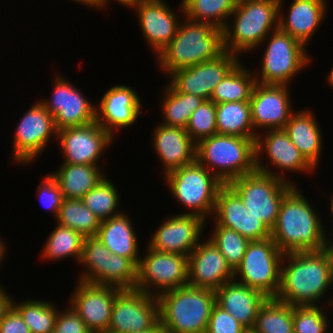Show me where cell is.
I'll use <instances>...</instances> for the list:
<instances>
[{"instance_id":"1","label":"cell","mask_w":333,"mask_h":333,"mask_svg":"<svg viewBox=\"0 0 333 333\" xmlns=\"http://www.w3.org/2000/svg\"><path fill=\"white\" fill-rule=\"evenodd\" d=\"M332 287L333 256L328 251L284 253L275 299L291 306L319 305Z\"/></svg>"},{"instance_id":"2","label":"cell","mask_w":333,"mask_h":333,"mask_svg":"<svg viewBox=\"0 0 333 333\" xmlns=\"http://www.w3.org/2000/svg\"><path fill=\"white\" fill-rule=\"evenodd\" d=\"M299 188L283 198L271 238L283 253L325 250L326 226Z\"/></svg>"},{"instance_id":"3","label":"cell","mask_w":333,"mask_h":333,"mask_svg":"<svg viewBox=\"0 0 333 333\" xmlns=\"http://www.w3.org/2000/svg\"><path fill=\"white\" fill-rule=\"evenodd\" d=\"M179 5L184 18L175 37L156 56L158 67L166 76L175 70L213 60L224 52L223 30L188 19L184 16L182 1Z\"/></svg>"},{"instance_id":"4","label":"cell","mask_w":333,"mask_h":333,"mask_svg":"<svg viewBox=\"0 0 333 333\" xmlns=\"http://www.w3.org/2000/svg\"><path fill=\"white\" fill-rule=\"evenodd\" d=\"M229 21L223 29L224 51L241 57L265 45L264 39L279 28V0H238Z\"/></svg>"},{"instance_id":"5","label":"cell","mask_w":333,"mask_h":333,"mask_svg":"<svg viewBox=\"0 0 333 333\" xmlns=\"http://www.w3.org/2000/svg\"><path fill=\"white\" fill-rule=\"evenodd\" d=\"M159 322L165 333H206L215 291L186 285L157 296Z\"/></svg>"},{"instance_id":"6","label":"cell","mask_w":333,"mask_h":333,"mask_svg":"<svg viewBox=\"0 0 333 333\" xmlns=\"http://www.w3.org/2000/svg\"><path fill=\"white\" fill-rule=\"evenodd\" d=\"M196 159L228 184L256 170L255 140L217 133L196 144Z\"/></svg>"},{"instance_id":"7","label":"cell","mask_w":333,"mask_h":333,"mask_svg":"<svg viewBox=\"0 0 333 333\" xmlns=\"http://www.w3.org/2000/svg\"><path fill=\"white\" fill-rule=\"evenodd\" d=\"M172 196L192 214L207 220L213 217L216 199L224 185L197 159L164 176Z\"/></svg>"},{"instance_id":"8","label":"cell","mask_w":333,"mask_h":333,"mask_svg":"<svg viewBox=\"0 0 333 333\" xmlns=\"http://www.w3.org/2000/svg\"><path fill=\"white\" fill-rule=\"evenodd\" d=\"M268 36L264 39L268 44L260 61L261 71L254 70L256 82L288 85L297 73L308 67L312 58L307 47L280 28Z\"/></svg>"},{"instance_id":"9","label":"cell","mask_w":333,"mask_h":333,"mask_svg":"<svg viewBox=\"0 0 333 333\" xmlns=\"http://www.w3.org/2000/svg\"><path fill=\"white\" fill-rule=\"evenodd\" d=\"M228 185L239 195L247 210L272 230L283 198L297 184L255 170L233 179Z\"/></svg>"},{"instance_id":"10","label":"cell","mask_w":333,"mask_h":333,"mask_svg":"<svg viewBox=\"0 0 333 333\" xmlns=\"http://www.w3.org/2000/svg\"><path fill=\"white\" fill-rule=\"evenodd\" d=\"M283 256L271 237L250 241L233 279L260 290L268 298H275L280 287Z\"/></svg>"},{"instance_id":"11","label":"cell","mask_w":333,"mask_h":333,"mask_svg":"<svg viewBox=\"0 0 333 333\" xmlns=\"http://www.w3.org/2000/svg\"><path fill=\"white\" fill-rule=\"evenodd\" d=\"M146 251L137 266L135 289L158 296L188 285V256L157 251L148 246Z\"/></svg>"},{"instance_id":"12","label":"cell","mask_w":333,"mask_h":333,"mask_svg":"<svg viewBox=\"0 0 333 333\" xmlns=\"http://www.w3.org/2000/svg\"><path fill=\"white\" fill-rule=\"evenodd\" d=\"M52 136L57 137L54 117L39 100L34 101L16 125L11 148L13 162L27 165L37 160Z\"/></svg>"},{"instance_id":"13","label":"cell","mask_w":333,"mask_h":333,"mask_svg":"<svg viewBox=\"0 0 333 333\" xmlns=\"http://www.w3.org/2000/svg\"><path fill=\"white\" fill-rule=\"evenodd\" d=\"M261 134V135H260ZM275 169H269L267 164L262 162L264 156ZM255 167L257 171L267 173L294 184L292 180L287 179L284 171L297 173H313L315 168L304 158L301 152L291 142L284 129L266 130L257 134L255 140ZM283 170V171H282ZM277 172V173H276Z\"/></svg>"},{"instance_id":"14","label":"cell","mask_w":333,"mask_h":333,"mask_svg":"<svg viewBox=\"0 0 333 333\" xmlns=\"http://www.w3.org/2000/svg\"><path fill=\"white\" fill-rule=\"evenodd\" d=\"M158 322L157 296L137 289H122L115 297L107 333L147 331Z\"/></svg>"},{"instance_id":"15","label":"cell","mask_w":333,"mask_h":333,"mask_svg":"<svg viewBox=\"0 0 333 333\" xmlns=\"http://www.w3.org/2000/svg\"><path fill=\"white\" fill-rule=\"evenodd\" d=\"M114 138L96 121L58 130L56 137L65 156L63 163L97 166Z\"/></svg>"},{"instance_id":"16","label":"cell","mask_w":333,"mask_h":333,"mask_svg":"<svg viewBox=\"0 0 333 333\" xmlns=\"http://www.w3.org/2000/svg\"><path fill=\"white\" fill-rule=\"evenodd\" d=\"M64 75H55L50 99L39 100L54 117L58 130L95 121V105Z\"/></svg>"},{"instance_id":"17","label":"cell","mask_w":333,"mask_h":333,"mask_svg":"<svg viewBox=\"0 0 333 333\" xmlns=\"http://www.w3.org/2000/svg\"><path fill=\"white\" fill-rule=\"evenodd\" d=\"M289 87L256 82L250 98L251 120L256 134L261 133V130L284 129L295 112Z\"/></svg>"},{"instance_id":"18","label":"cell","mask_w":333,"mask_h":333,"mask_svg":"<svg viewBox=\"0 0 333 333\" xmlns=\"http://www.w3.org/2000/svg\"><path fill=\"white\" fill-rule=\"evenodd\" d=\"M75 286L69 305L92 333H107L115 297L122 289L79 280Z\"/></svg>"},{"instance_id":"19","label":"cell","mask_w":333,"mask_h":333,"mask_svg":"<svg viewBox=\"0 0 333 333\" xmlns=\"http://www.w3.org/2000/svg\"><path fill=\"white\" fill-rule=\"evenodd\" d=\"M206 222L184 212L171 215L158 226L147 245L157 251L188 256L199 244Z\"/></svg>"},{"instance_id":"20","label":"cell","mask_w":333,"mask_h":333,"mask_svg":"<svg viewBox=\"0 0 333 333\" xmlns=\"http://www.w3.org/2000/svg\"><path fill=\"white\" fill-rule=\"evenodd\" d=\"M135 91L128 85H114L106 90L95 107V121L113 137L117 130L134 125L141 115L143 104Z\"/></svg>"},{"instance_id":"21","label":"cell","mask_w":333,"mask_h":333,"mask_svg":"<svg viewBox=\"0 0 333 333\" xmlns=\"http://www.w3.org/2000/svg\"><path fill=\"white\" fill-rule=\"evenodd\" d=\"M132 8L138 14L146 44L157 56L175 37L182 20L176 15L179 13L164 0H139Z\"/></svg>"},{"instance_id":"22","label":"cell","mask_w":333,"mask_h":333,"mask_svg":"<svg viewBox=\"0 0 333 333\" xmlns=\"http://www.w3.org/2000/svg\"><path fill=\"white\" fill-rule=\"evenodd\" d=\"M213 220L219 225L233 229L249 241L271 237V230L244 205L239 195L224 184L217 195Z\"/></svg>"},{"instance_id":"23","label":"cell","mask_w":333,"mask_h":333,"mask_svg":"<svg viewBox=\"0 0 333 333\" xmlns=\"http://www.w3.org/2000/svg\"><path fill=\"white\" fill-rule=\"evenodd\" d=\"M233 278L234 271L208 238L200 241L188 255V285L216 291Z\"/></svg>"},{"instance_id":"24","label":"cell","mask_w":333,"mask_h":333,"mask_svg":"<svg viewBox=\"0 0 333 333\" xmlns=\"http://www.w3.org/2000/svg\"><path fill=\"white\" fill-rule=\"evenodd\" d=\"M283 2L279 0V28L305 47L308 46L312 36H315L314 33L318 32V27L322 25V21L326 20L327 0H293L287 16L282 10Z\"/></svg>"},{"instance_id":"25","label":"cell","mask_w":333,"mask_h":333,"mask_svg":"<svg viewBox=\"0 0 333 333\" xmlns=\"http://www.w3.org/2000/svg\"><path fill=\"white\" fill-rule=\"evenodd\" d=\"M151 141L156 156L164 166L163 176L196 159V144L184 128L158 123L153 130Z\"/></svg>"},{"instance_id":"26","label":"cell","mask_w":333,"mask_h":333,"mask_svg":"<svg viewBox=\"0 0 333 333\" xmlns=\"http://www.w3.org/2000/svg\"><path fill=\"white\" fill-rule=\"evenodd\" d=\"M216 304L230 313L248 330L254 326L258 311L268 297L234 279L215 291Z\"/></svg>"},{"instance_id":"27","label":"cell","mask_w":333,"mask_h":333,"mask_svg":"<svg viewBox=\"0 0 333 333\" xmlns=\"http://www.w3.org/2000/svg\"><path fill=\"white\" fill-rule=\"evenodd\" d=\"M291 142L316 169L323 153V135L312 110H296L284 127Z\"/></svg>"},{"instance_id":"28","label":"cell","mask_w":333,"mask_h":333,"mask_svg":"<svg viewBox=\"0 0 333 333\" xmlns=\"http://www.w3.org/2000/svg\"><path fill=\"white\" fill-rule=\"evenodd\" d=\"M126 212L102 221L97 237L113 254L131 259L137 266L140 261V247L137 232Z\"/></svg>"},{"instance_id":"29","label":"cell","mask_w":333,"mask_h":333,"mask_svg":"<svg viewBox=\"0 0 333 333\" xmlns=\"http://www.w3.org/2000/svg\"><path fill=\"white\" fill-rule=\"evenodd\" d=\"M50 175L60 186L63 198L82 199L106 177L100 166L61 163Z\"/></svg>"},{"instance_id":"30","label":"cell","mask_w":333,"mask_h":333,"mask_svg":"<svg viewBox=\"0 0 333 333\" xmlns=\"http://www.w3.org/2000/svg\"><path fill=\"white\" fill-rule=\"evenodd\" d=\"M216 125L218 134L256 140L257 134L251 120L250 101L216 104Z\"/></svg>"},{"instance_id":"31","label":"cell","mask_w":333,"mask_h":333,"mask_svg":"<svg viewBox=\"0 0 333 333\" xmlns=\"http://www.w3.org/2000/svg\"><path fill=\"white\" fill-rule=\"evenodd\" d=\"M255 84L253 69L250 70L240 61L216 86L210 100L215 104L250 101Z\"/></svg>"},{"instance_id":"32","label":"cell","mask_w":333,"mask_h":333,"mask_svg":"<svg viewBox=\"0 0 333 333\" xmlns=\"http://www.w3.org/2000/svg\"><path fill=\"white\" fill-rule=\"evenodd\" d=\"M163 90L161 124L185 129L193 111L205 100L194 94L176 92L168 83Z\"/></svg>"},{"instance_id":"33","label":"cell","mask_w":333,"mask_h":333,"mask_svg":"<svg viewBox=\"0 0 333 333\" xmlns=\"http://www.w3.org/2000/svg\"><path fill=\"white\" fill-rule=\"evenodd\" d=\"M248 333H294L293 306L268 298L260 307Z\"/></svg>"},{"instance_id":"34","label":"cell","mask_w":333,"mask_h":333,"mask_svg":"<svg viewBox=\"0 0 333 333\" xmlns=\"http://www.w3.org/2000/svg\"><path fill=\"white\" fill-rule=\"evenodd\" d=\"M54 228L42 247L41 258L60 261L72 257L79 262L84 237L77 231L58 223Z\"/></svg>"},{"instance_id":"35","label":"cell","mask_w":333,"mask_h":333,"mask_svg":"<svg viewBox=\"0 0 333 333\" xmlns=\"http://www.w3.org/2000/svg\"><path fill=\"white\" fill-rule=\"evenodd\" d=\"M238 0H182L184 16L224 29Z\"/></svg>"},{"instance_id":"36","label":"cell","mask_w":333,"mask_h":333,"mask_svg":"<svg viewBox=\"0 0 333 333\" xmlns=\"http://www.w3.org/2000/svg\"><path fill=\"white\" fill-rule=\"evenodd\" d=\"M12 306L22 316L31 333H49L55 329L59 307L52 304L53 301L40 299L14 301Z\"/></svg>"},{"instance_id":"37","label":"cell","mask_w":333,"mask_h":333,"mask_svg":"<svg viewBox=\"0 0 333 333\" xmlns=\"http://www.w3.org/2000/svg\"><path fill=\"white\" fill-rule=\"evenodd\" d=\"M56 222L77 231L84 238L96 236L101 224V221L81 199L68 198L63 199Z\"/></svg>"},{"instance_id":"38","label":"cell","mask_w":333,"mask_h":333,"mask_svg":"<svg viewBox=\"0 0 333 333\" xmlns=\"http://www.w3.org/2000/svg\"><path fill=\"white\" fill-rule=\"evenodd\" d=\"M112 252L97 238H84L81 257L79 260L85 270L80 273L79 281L98 284L106 276V262Z\"/></svg>"},{"instance_id":"39","label":"cell","mask_w":333,"mask_h":333,"mask_svg":"<svg viewBox=\"0 0 333 333\" xmlns=\"http://www.w3.org/2000/svg\"><path fill=\"white\" fill-rule=\"evenodd\" d=\"M114 185L106 176L81 199L101 222L122 213L118 206L120 194Z\"/></svg>"},{"instance_id":"40","label":"cell","mask_w":333,"mask_h":333,"mask_svg":"<svg viewBox=\"0 0 333 333\" xmlns=\"http://www.w3.org/2000/svg\"><path fill=\"white\" fill-rule=\"evenodd\" d=\"M213 233L208 236L221 254L225 257L230 268L235 269L240 265L246 252L249 240L230 228L219 226L213 218Z\"/></svg>"},{"instance_id":"41","label":"cell","mask_w":333,"mask_h":333,"mask_svg":"<svg viewBox=\"0 0 333 333\" xmlns=\"http://www.w3.org/2000/svg\"><path fill=\"white\" fill-rule=\"evenodd\" d=\"M137 265L129 258L108 254L106 276L97 285L114 286L120 289H135Z\"/></svg>"},{"instance_id":"42","label":"cell","mask_w":333,"mask_h":333,"mask_svg":"<svg viewBox=\"0 0 333 333\" xmlns=\"http://www.w3.org/2000/svg\"><path fill=\"white\" fill-rule=\"evenodd\" d=\"M240 60L239 55L224 51L217 58L202 62L204 100H210L213 90Z\"/></svg>"},{"instance_id":"43","label":"cell","mask_w":333,"mask_h":333,"mask_svg":"<svg viewBox=\"0 0 333 333\" xmlns=\"http://www.w3.org/2000/svg\"><path fill=\"white\" fill-rule=\"evenodd\" d=\"M321 306L322 304L293 306L294 333H327L331 321Z\"/></svg>"},{"instance_id":"44","label":"cell","mask_w":333,"mask_h":333,"mask_svg":"<svg viewBox=\"0 0 333 333\" xmlns=\"http://www.w3.org/2000/svg\"><path fill=\"white\" fill-rule=\"evenodd\" d=\"M185 130L195 144L217 134L216 104L211 100H205L193 111Z\"/></svg>"},{"instance_id":"45","label":"cell","mask_w":333,"mask_h":333,"mask_svg":"<svg viewBox=\"0 0 333 333\" xmlns=\"http://www.w3.org/2000/svg\"><path fill=\"white\" fill-rule=\"evenodd\" d=\"M168 84L176 91L190 93L204 99L202 63L181 68L169 74Z\"/></svg>"},{"instance_id":"46","label":"cell","mask_w":333,"mask_h":333,"mask_svg":"<svg viewBox=\"0 0 333 333\" xmlns=\"http://www.w3.org/2000/svg\"><path fill=\"white\" fill-rule=\"evenodd\" d=\"M36 191L38 200L56 218L64 199L57 181L49 173L44 176Z\"/></svg>"},{"instance_id":"47","label":"cell","mask_w":333,"mask_h":333,"mask_svg":"<svg viewBox=\"0 0 333 333\" xmlns=\"http://www.w3.org/2000/svg\"><path fill=\"white\" fill-rule=\"evenodd\" d=\"M230 313L215 304L211 311L206 333H248Z\"/></svg>"},{"instance_id":"48","label":"cell","mask_w":333,"mask_h":333,"mask_svg":"<svg viewBox=\"0 0 333 333\" xmlns=\"http://www.w3.org/2000/svg\"><path fill=\"white\" fill-rule=\"evenodd\" d=\"M65 310H59L55 329L58 333H92L84 321L68 304Z\"/></svg>"},{"instance_id":"49","label":"cell","mask_w":333,"mask_h":333,"mask_svg":"<svg viewBox=\"0 0 333 333\" xmlns=\"http://www.w3.org/2000/svg\"><path fill=\"white\" fill-rule=\"evenodd\" d=\"M0 333H31L19 312L11 306L0 321Z\"/></svg>"},{"instance_id":"50","label":"cell","mask_w":333,"mask_h":333,"mask_svg":"<svg viewBox=\"0 0 333 333\" xmlns=\"http://www.w3.org/2000/svg\"><path fill=\"white\" fill-rule=\"evenodd\" d=\"M0 283V321L3 319L6 311L12 306V298L5 287Z\"/></svg>"},{"instance_id":"51","label":"cell","mask_w":333,"mask_h":333,"mask_svg":"<svg viewBox=\"0 0 333 333\" xmlns=\"http://www.w3.org/2000/svg\"><path fill=\"white\" fill-rule=\"evenodd\" d=\"M112 0H95V8L98 10H102L103 8H107L106 5H110L108 2ZM118 2L122 4L121 6L128 7L129 9L133 7L139 0H114V2ZM108 3V4H107Z\"/></svg>"},{"instance_id":"52","label":"cell","mask_w":333,"mask_h":333,"mask_svg":"<svg viewBox=\"0 0 333 333\" xmlns=\"http://www.w3.org/2000/svg\"><path fill=\"white\" fill-rule=\"evenodd\" d=\"M332 230V232H331V235H330V237L332 238H330L329 237V235H327V234H329V233H327L326 232V238H325V250L326 251H328L332 256H333V228H331Z\"/></svg>"},{"instance_id":"53","label":"cell","mask_w":333,"mask_h":333,"mask_svg":"<svg viewBox=\"0 0 333 333\" xmlns=\"http://www.w3.org/2000/svg\"><path fill=\"white\" fill-rule=\"evenodd\" d=\"M6 247H7L6 246V242L0 236V266H1V264H2V262L4 260V258H5V256L7 257V255H5V254H7L6 253L7 252V250H6L7 248Z\"/></svg>"},{"instance_id":"54","label":"cell","mask_w":333,"mask_h":333,"mask_svg":"<svg viewBox=\"0 0 333 333\" xmlns=\"http://www.w3.org/2000/svg\"><path fill=\"white\" fill-rule=\"evenodd\" d=\"M133 333H165L164 329L162 328L160 322H158L153 328L142 331V332H133Z\"/></svg>"},{"instance_id":"55","label":"cell","mask_w":333,"mask_h":333,"mask_svg":"<svg viewBox=\"0 0 333 333\" xmlns=\"http://www.w3.org/2000/svg\"><path fill=\"white\" fill-rule=\"evenodd\" d=\"M73 2H77V4H81V5H85L87 7H93V9L95 8V0H72Z\"/></svg>"},{"instance_id":"56","label":"cell","mask_w":333,"mask_h":333,"mask_svg":"<svg viewBox=\"0 0 333 333\" xmlns=\"http://www.w3.org/2000/svg\"><path fill=\"white\" fill-rule=\"evenodd\" d=\"M330 73H328L327 75V83L329 84V86L332 87L333 89V66L331 68V70L329 71Z\"/></svg>"},{"instance_id":"57","label":"cell","mask_w":333,"mask_h":333,"mask_svg":"<svg viewBox=\"0 0 333 333\" xmlns=\"http://www.w3.org/2000/svg\"><path fill=\"white\" fill-rule=\"evenodd\" d=\"M331 196H330L331 201H330V204H329V207H330L329 209L331 211L330 214H332L331 217L333 218V193L331 194Z\"/></svg>"},{"instance_id":"58","label":"cell","mask_w":333,"mask_h":333,"mask_svg":"<svg viewBox=\"0 0 333 333\" xmlns=\"http://www.w3.org/2000/svg\"><path fill=\"white\" fill-rule=\"evenodd\" d=\"M326 303L328 304V306H330V308H332L331 310H333V297L331 298V300L329 299L328 302L326 300Z\"/></svg>"},{"instance_id":"59","label":"cell","mask_w":333,"mask_h":333,"mask_svg":"<svg viewBox=\"0 0 333 333\" xmlns=\"http://www.w3.org/2000/svg\"><path fill=\"white\" fill-rule=\"evenodd\" d=\"M49 333H58V331L56 329L50 331Z\"/></svg>"}]
</instances>
